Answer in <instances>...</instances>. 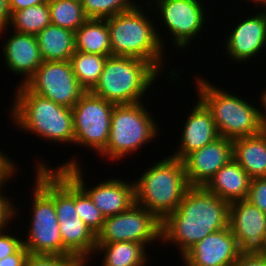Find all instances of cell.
Returning a JSON list of instances; mask_svg holds the SVG:
<instances>
[{
	"mask_svg": "<svg viewBox=\"0 0 266 266\" xmlns=\"http://www.w3.org/2000/svg\"><path fill=\"white\" fill-rule=\"evenodd\" d=\"M88 19H107L134 8L135 0H81Z\"/></svg>",
	"mask_w": 266,
	"mask_h": 266,
	"instance_id": "f1b7e54d",
	"label": "cell"
},
{
	"mask_svg": "<svg viewBox=\"0 0 266 266\" xmlns=\"http://www.w3.org/2000/svg\"><path fill=\"white\" fill-rule=\"evenodd\" d=\"M246 200L266 213V177L251 179Z\"/></svg>",
	"mask_w": 266,
	"mask_h": 266,
	"instance_id": "d6a6232c",
	"label": "cell"
},
{
	"mask_svg": "<svg viewBox=\"0 0 266 266\" xmlns=\"http://www.w3.org/2000/svg\"><path fill=\"white\" fill-rule=\"evenodd\" d=\"M233 159V140L218 137L182 161L190 186H205L215 173Z\"/></svg>",
	"mask_w": 266,
	"mask_h": 266,
	"instance_id": "ac0fdd59",
	"label": "cell"
},
{
	"mask_svg": "<svg viewBox=\"0 0 266 266\" xmlns=\"http://www.w3.org/2000/svg\"><path fill=\"white\" fill-rule=\"evenodd\" d=\"M35 162L29 230L23 245L32 254L63 255V242L54 205V168ZM28 236V237H27ZM27 237V238H26Z\"/></svg>",
	"mask_w": 266,
	"mask_h": 266,
	"instance_id": "277c9868",
	"label": "cell"
},
{
	"mask_svg": "<svg viewBox=\"0 0 266 266\" xmlns=\"http://www.w3.org/2000/svg\"><path fill=\"white\" fill-rule=\"evenodd\" d=\"M165 157L152 163L154 165L134 181L135 203L160 221L178 208L190 187L183 161L171 155Z\"/></svg>",
	"mask_w": 266,
	"mask_h": 266,
	"instance_id": "5b68a950",
	"label": "cell"
},
{
	"mask_svg": "<svg viewBox=\"0 0 266 266\" xmlns=\"http://www.w3.org/2000/svg\"><path fill=\"white\" fill-rule=\"evenodd\" d=\"M29 252L22 245L14 254L0 259V266H24Z\"/></svg>",
	"mask_w": 266,
	"mask_h": 266,
	"instance_id": "d590c367",
	"label": "cell"
},
{
	"mask_svg": "<svg viewBox=\"0 0 266 266\" xmlns=\"http://www.w3.org/2000/svg\"><path fill=\"white\" fill-rule=\"evenodd\" d=\"M104 254L102 266H146L150 259L146 246L137 242L96 244L95 255Z\"/></svg>",
	"mask_w": 266,
	"mask_h": 266,
	"instance_id": "d4e9b609",
	"label": "cell"
},
{
	"mask_svg": "<svg viewBox=\"0 0 266 266\" xmlns=\"http://www.w3.org/2000/svg\"><path fill=\"white\" fill-rule=\"evenodd\" d=\"M262 9L246 19L239 20V23L232 28L231 33L226 34L229 36H226L223 50L227 51L226 57L229 56L233 62L243 64L264 52L266 47V7H262Z\"/></svg>",
	"mask_w": 266,
	"mask_h": 266,
	"instance_id": "2e32d148",
	"label": "cell"
},
{
	"mask_svg": "<svg viewBox=\"0 0 266 266\" xmlns=\"http://www.w3.org/2000/svg\"><path fill=\"white\" fill-rule=\"evenodd\" d=\"M146 2L147 10L149 8L158 10V19L161 18L163 21L160 22L163 23L161 26L164 25L163 27L169 31L168 34L170 33L173 37L170 39L174 47L176 46L174 49L179 48L182 51L186 47L190 48L191 41L194 42L195 37L197 39L198 36L201 37L202 28H205V22H208L209 17L207 15L209 12L206 11L208 8L202 6L201 0H148Z\"/></svg>",
	"mask_w": 266,
	"mask_h": 266,
	"instance_id": "8fae6325",
	"label": "cell"
},
{
	"mask_svg": "<svg viewBox=\"0 0 266 266\" xmlns=\"http://www.w3.org/2000/svg\"><path fill=\"white\" fill-rule=\"evenodd\" d=\"M144 5L107 18L112 56L134 57L150 62L160 73L164 70L165 39L149 18ZM145 10V11H144ZM159 31V32H158ZM160 33V34H159Z\"/></svg>",
	"mask_w": 266,
	"mask_h": 266,
	"instance_id": "3957f363",
	"label": "cell"
},
{
	"mask_svg": "<svg viewBox=\"0 0 266 266\" xmlns=\"http://www.w3.org/2000/svg\"><path fill=\"white\" fill-rule=\"evenodd\" d=\"M233 159L251 179L266 177V131L233 140Z\"/></svg>",
	"mask_w": 266,
	"mask_h": 266,
	"instance_id": "7402d4cb",
	"label": "cell"
},
{
	"mask_svg": "<svg viewBox=\"0 0 266 266\" xmlns=\"http://www.w3.org/2000/svg\"><path fill=\"white\" fill-rule=\"evenodd\" d=\"M264 248H265V254H266V230H265V234H264Z\"/></svg>",
	"mask_w": 266,
	"mask_h": 266,
	"instance_id": "b9f144b4",
	"label": "cell"
},
{
	"mask_svg": "<svg viewBox=\"0 0 266 266\" xmlns=\"http://www.w3.org/2000/svg\"><path fill=\"white\" fill-rule=\"evenodd\" d=\"M12 32L13 34L9 33L8 38L4 39L2 57L8 71L13 72V75L21 76L18 84L21 86L33 76L43 59L36 35Z\"/></svg>",
	"mask_w": 266,
	"mask_h": 266,
	"instance_id": "ffe728a7",
	"label": "cell"
},
{
	"mask_svg": "<svg viewBox=\"0 0 266 266\" xmlns=\"http://www.w3.org/2000/svg\"><path fill=\"white\" fill-rule=\"evenodd\" d=\"M161 75L148 61L110 56L107 57L100 79L91 92L116 105L145 102L142 100L147 95V90H150Z\"/></svg>",
	"mask_w": 266,
	"mask_h": 266,
	"instance_id": "52a82bcc",
	"label": "cell"
},
{
	"mask_svg": "<svg viewBox=\"0 0 266 266\" xmlns=\"http://www.w3.org/2000/svg\"><path fill=\"white\" fill-rule=\"evenodd\" d=\"M250 182L249 175L234 159H231L204 187L230 204L247 198Z\"/></svg>",
	"mask_w": 266,
	"mask_h": 266,
	"instance_id": "44dd1931",
	"label": "cell"
},
{
	"mask_svg": "<svg viewBox=\"0 0 266 266\" xmlns=\"http://www.w3.org/2000/svg\"><path fill=\"white\" fill-rule=\"evenodd\" d=\"M107 56L75 51L69 62L80 86L91 92L100 79Z\"/></svg>",
	"mask_w": 266,
	"mask_h": 266,
	"instance_id": "4316f807",
	"label": "cell"
},
{
	"mask_svg": "<svg viewBox=\"0 0 266 266\" xmlns=\"http://www.w3.org/2000/svg\"><path fill=\"white\" fill-rule=\"evenodd\" d=\"M203 77H197L195 81L197 97L212 113L220 136L235 140L263 131L258 106Z\"/></svg>",
	"mask_w": 266,
	"mask_h": 266,
	"instance_id": "8992f818",
	"label": "cell"
},
{
	"mask_svg": "<svg viewBox=\"0 0 266 266\" xmlns=\"http://www.w3.org/2000/svg\"><path fill=\"white\" fill-rule=\"evenodd\" d=\"M265 89L263 90V92L259 96L260 97L259 98L260 105L262 106V107L259 106V108H260V120H261V124H262L263 130L266 131V90Z\"/></svg>",
	"mask_w": 266,
	"mask_h": 266,
	"instance_id": "ab89813d",
	"label": "cell"
},
{
	"mask_svg": "<svg viewBox=\"0 0 266 266\" xmlns=\"http://www.w3.org/2000/svg\"><path fill=\"white\" fill-rule=\"evenodd\" d=\"M75 208L81 220L97 235L105 217L94 205L89 195L75 182Z\"/></svg>",
	"mask_w": 266,
	"mask_h": 266,
	"instance_id": "f546056e",
	"label": "cell"
},
{
	"mask_svg": "<svg viewBox=\"0 0 266 266\" xmlns=\"http://www.w3.org/2000/svg\"><path fill=\"white\" fill-rule=\"evenodd\" d=\"M116 104L85 92L72 107L74 143L93 150L96 155L106 148L110 136L111 114Z\"/></svg>",
	"mask_w": 266,
	"mask_h": 266,
	"instance_id": "30bf717a",
	"label": "cell"
},
{
	"mask_svg": "<svg viewBox=\"0 0 266 266\" xmlns=\"http://www.w3.org/2000/svg\"><path fill=\"white\" fill-rule=\"evenodd\" d=\"M74 33L76 51L112 56L106 19H88Z\"/></svg>",
	"mask_w": 266,
	"mask_h": 266,
	"instance_id": "cb8c5ba5",
	"label": "cell"
},
{
	"mask_svg": "<svg viewBox=\"0 0 266 266\" xmlns=\"http://www.w3.org/2000/svg\"><path fill=\"white\" fill-rule=\"evenodd\" d=\"M7 231H0V259L14 254L23 245V237L13 236L9 233L11 231Z\"/></svg>",
	"mask_w": 266,
	"mask_h": 266,
	"instance_id": "836d02e7",
	"label": "cell"
},
{
	"mask_svg": "<svg viewBox=\"0 0 266 266\" xmlns=\"http://www.w3.org/2000/svg\"><path fill=\"white\" fill-rule=\"evenodd\" d=\"M17 169L15 162L0 149V183L10 181L13 177L16 178Z\"/></svg>",
	"mask_w": 266,
	"mask_h": 266,
	"instance_id": "e575fe53",
	"label": "cell"
},
{
	"mask_svg": "<svg viewBox=\"0 0 266 266\" xmlns=\"http://www.w3.org/2000/svg\"><path fill=\"white\" fill-rule=\"evenodd\" d=\"M240 255L230 227L207 235L181 258L184 266H233Z\"/></svg>",
	"mask_w": 266,
	"mask_h": 266,
	"instance_id": "e0dca14e",
	"label": "cell"
},
{
	"mask_svg": "<svg viewBox=\"0 0 266 266\" xmlns=\"http://www.w3.org/2000/svg\"><path fill=\"white\" fill-rule=\"evenodd\" d=\"M229 227L240 254H265L266 213L246 199L230 203Z\"/></svg>",
	"mask_w": 266,
	"mask_h": 266,
	"instance_id": "9a60e30c",
	"label": "cell"
},
{
	"mask_svg": "<svg viewBox=\"0 0 266 266\" xmlns=\"http://www.w3.org/2000/svg\"><path fill=\"white\" fill-rule=\"evenodd\" d=\"M24 266H86L75 255L29 253Z\"/></svg>",
	"mask_w": 266,
	"mask_h": 266,
	"instance_id": "4dcf8cb0",
	"label": "cell"
},
{
	"mask_svg": "<svg viewBox=\"0 0 266 266\" xmlns=\"http://www.w3.org/2000/svg\"><path fill=\"white\" fill-rule=\"evenodd\" d=\"M30 92L72 108L86 92L69 61H43L24 85Z\"/></svg>",
	"mask_w": 266,
	"mask_h": 266,
	"instance_id": "4fadbf2b",
	"label": "cell"
},
{
	"mask_svg": "<svg viewBox=\"0 0 266 266\" xmlns=\"http://www.w3.org/2000/svg\"><path fill=\"white\" fill-rule=\"evenodd\" d=\"M43 61H69L75 50V33L53 24L37 35Z\"/></svg>",
	"mask_w": 266,
	"mask_h": 266,
	"instance_id": "603a6c76",
	"label": "cell"
},
{
	"mask_svg": "<svg viewBox=\"0 0 266 266\" xmlns=\"http://www.w3.org/2000/svg\"><path fill=\"white\" fill-rule=\"evenodd\" d=\"M75 158V159H74ZM80 159L74 156L68 162L60 164L54 169L64 170L92 199L94 205L101 211L105 218L120 214L135 203V184L117 178L101 180L95 186L87 187L85 174H82ZM126 181V182H125Z\"/></svg>",
	"mask_w": 266,
	"mask_h": 266,
	"instance_id": "5bb4252c",
	"label": "cell"
},
{
	"mask_svg": "<svg viewBox=\"0 0 266 266\" xmlns=\"http://www.w3.org/2000/svg\"><path fill=\"white\" fill-rule=\"evenodd\" d=\"M11 12L7 0H0V29L8 28Z\"/></svg>",
	"mask_w": 266,
	"mask_h": 266,
	"instance_id": "f35d334b",
	"label": "cell"
},
{
	"mask_svg": "<svg viewBox=\"0 0 266 266\" xmlns=\"http://www.w3.org/2000/svg\"><path fill=\"white\" fill-rule=\"evenodd\" d=\"M51 24L75 32L87 20L81 2L76 0H49Z\"/></svg>",
	"mask_w": 266,
	"mask_h": 266,
	"instance_id": "83f0119b",
	"label": "cell"
},
{
	"mask_svg": "<svg viewBox=\"0 0 266 266\" xmlns=\"http://www.w3.org/2000/svg\"><path fill=\"white\" fill-rule=\"evenodd\" d=\"M194 104L182 127L180 144L177 143L178 148L170 154L178 160H183L193 151L203 148L220 137L210 110L199 98Z\"/></svg>",
	"mask_w": 266,
	"mask_h": 266,
	"instance_id": "d6986e66",
	"label": "cell"
},
{
	"mask_svg": "<svg viewBox=\"0 0 266 266\" xmlns=\"http://www.w3.org/2000/svg\"><path fill=\"white\" fill-rule=\"evenodd\" d=\"M50 24L48 3L38 4L13 12L8 28L0 29V36L9 29L18 33L37 35Z\"/></svg>",
	"mask_w": 266,
	"mask_h": 266,
	"instance_id": "484cf974",
	"label": "cell"
},
{
	"mask_svg": "<svg viewBox=\"0 0 266 266\" xmlns=\"http://www.w3.org/2000/svg\"><path fill=\"white\" fill-rule=\"evenodd\" d=\"M9 109L16 130L44 139L45 142L74 143L72 108L56 104L48 98L30 92L24 85L17 86Z\"/></svg>",
	"mask_w": 266,
	"mask_h": 266,
	"instance_id": "7a4b0ae2",
	"label": "cell"
},
{
	"mask_svg": "<svg viewBox=\"0 0 266 266\" xmlns=\"http://www.w3.org/2000/svg\"><path fill=\"white\" fill-rule=\"evenodd\" d=\"M54 205L63 242V255H75L85 265L93 260L95 233L81 220L75 208V181L54 169ZM93 254V255H92Z\"/></svg>",
	"mask_w": 266,
	"mask_h": 266,
	"instance_id": "9c48e42d",
	"label": "cell"
},
{
	"mask_svg": "<svg viewBox=\"0 0 266 266\" xmlns=\"http://www.w3.org/2000/svg\"><path fill=\"white\" fill-rule=\"evenodd\" d=\"M7 1L11 14L17 10L49 2V0H7Z\"/></svg>",
	"mask_w": 266,
	"mask_h": 266,
	"instance_id": "74e56055",
	"label": "cell"
},
{
	"mask_svg": "<svg viewBox=\"0 0 266 266\" xmlns=\"http://www.w3.org/2000/svg\"><path fill=\"white\" fill-rule=\"evenodd\" d=\"M143 103L114 106L109 140L106 148L99 154L100 158L103 156L108 158L107 161L118 162L159 136L160 128L146 108L147 104Z\"/></svg>",
	"mask_w": 266,
	"mask_h": 266,
	"instance_id": "ba28073f",
	"label": "cell"
},
{
	"mask_svg": "<svg viewBox=\"0 0 266 266\" xmlns=\"http://www.w3.org/2000/svg\"><path fill=\"white\" fill-rule=\"evenodd\" d=\"M229 205L204 186H190L178 208L161 221V242L178 246L182 257L207 235L229 226Z\"/></svg>",
	"mask_w": 266,
	"mask_h": 266,
	"instance_id": "6da1fadb",
	"label": "cell"
},
{
	"mask_svg": "<svg viewBox=\"0 0 266 266\" xmlns=\"http://www.w3.org/2000/svg\"><path fill=\"white\" fill-rule=\"evenodd\" d=\"M161 241V221L146 208L134 203L124 212L105 218L96 235V244L137 242L146 247Z\"/></svg>",
	"mask_w": 266,
	"mask_h": 266,
	"instance_id": "7c38bea8",
	"label": "cell"
},
{
	"mask_svg": "<svg viewBox=\"0 0 266 266\" xmlns=\"http://www.w3.org/2000/svg\"><path fill=\"white\" fill-rule=\"evenodd\" d=\"M6 184L7 182L0 183V231L8 229V226L12 224V220H14L19 213V211L17 212L18 208L17 206H14L15 204H13L12 199L4 194L3 190Z\"/></svg>",
	"mask_w": 266,
	"mask_h": 266,
	"instance_id": "1f68e13d",
	"label": "cell"
},
{
	"mask_svg": "<svg viewBox=\"0 0 266 266\" xmlns=\"http://www.w3.org/2000/svg\"><path fill=\"white\" fill-rule=\"evenodd\" d=\"M248 2L251 1L254 5H259L260 7L258 8H262V7H266V0H247ZM261 4V5H260Z\"/></svg>",
	"mask_w": 266,
	"mask_h": 266,
	"instance_id": "60d3db41",
	"label": "cell"
},
{
	"mask_svg": "<svg viewBox=\"0 0 266 266\" xmlns=\"http://www.w3.org/2000/svg\"><path fill=\"white\" fill-rule=\"evenodd\" d=\"M233 266H266V254H240Z\"/></svg>",
	"mask_w": 266,
	"mask_h": 266,
	"instance_id": "8d00e7d4",
	"label": "cell"
}]
</instances>
